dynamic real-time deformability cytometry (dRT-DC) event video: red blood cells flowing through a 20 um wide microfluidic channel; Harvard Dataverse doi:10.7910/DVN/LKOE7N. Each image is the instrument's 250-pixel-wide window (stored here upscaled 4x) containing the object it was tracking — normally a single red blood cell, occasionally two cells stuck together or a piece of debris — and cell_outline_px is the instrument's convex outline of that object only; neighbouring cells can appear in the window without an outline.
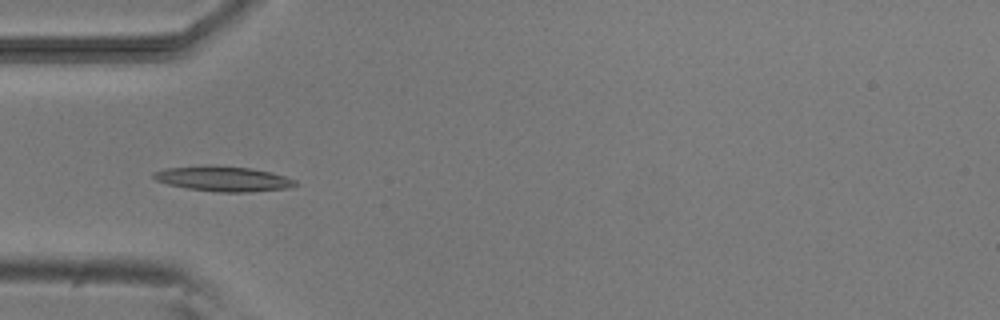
{"species": "common noctule bat (a hibernating species)", "species_latin": "Nyctalus noctula", "temperature_condition": "room temperature", "stored_images_in_passage": 8, "camera_frame_rate_fps": 3000, "um_per_image_px": 0.085, "animal": {"sex": "male", "body_mass_g": 20.5, "forearm_length_mm": 52.5}, "frame": {"image": 1, "passage_image": 5, "time_ms": 5.0, "image_size_px": [1000, 320], "cell_outline_px": [[300, 184], [288, 188], [248, 192], [220, 192], [188, 188], [168, 184], [156, 180], [152, 176], [152, 172], [164, 168], [204, 164], [212, 164], [252, 168], [272, 172], [296, 180]], "centroid_in_image_um": [18.97, 15.17], "position_along_channel_um": 66.0, "area_um2": 21.1}}
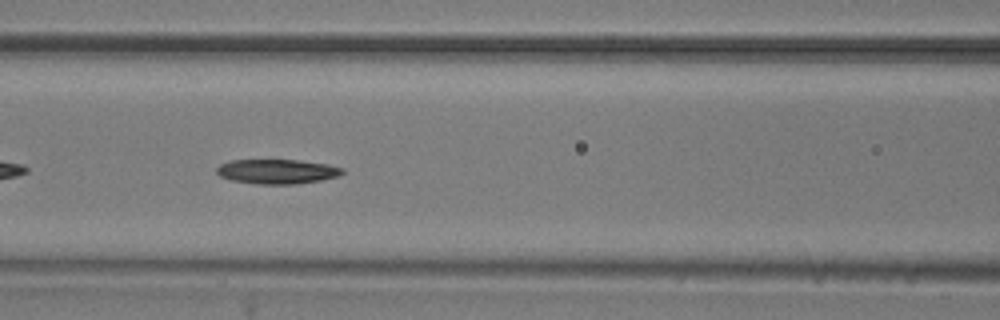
{"frame": {"image": 2, "passage_image": 7, "time_ms": 7.0, "image_size_px": [1000, 320], "cell_outline_px": [[344, 172], [340, 176], [320, 180], [296, 184], [256, 184], [232, 180], [220, 176], [216, 172], [216, 168], [220, 164], [232, 160], [296, 160], [324, 164], [344, 168]], "centroid_in_image_um": [23.54, 14.58], "position_along_channel_um": 143.1, "area_um2": 17.92}}
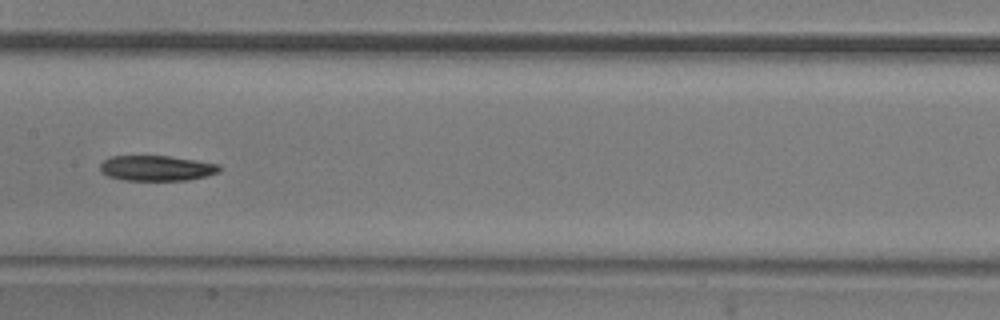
{"frame": {"image": 3, "passage_image": 8, "time_ms": 8.333, "image_size_px": [1000, 320], "cell_outline_px": [[220, 172], [188, 180], [124, 180], [108, 176], [100, 168], [100, 164], [104, 160], [112, 156], [168, 156], [196, 160], [220, 164]], "centroid_in_image_um": [13.33, 14.29], "position_along_channel_um": 194.1, "area_um2": 17.46}}